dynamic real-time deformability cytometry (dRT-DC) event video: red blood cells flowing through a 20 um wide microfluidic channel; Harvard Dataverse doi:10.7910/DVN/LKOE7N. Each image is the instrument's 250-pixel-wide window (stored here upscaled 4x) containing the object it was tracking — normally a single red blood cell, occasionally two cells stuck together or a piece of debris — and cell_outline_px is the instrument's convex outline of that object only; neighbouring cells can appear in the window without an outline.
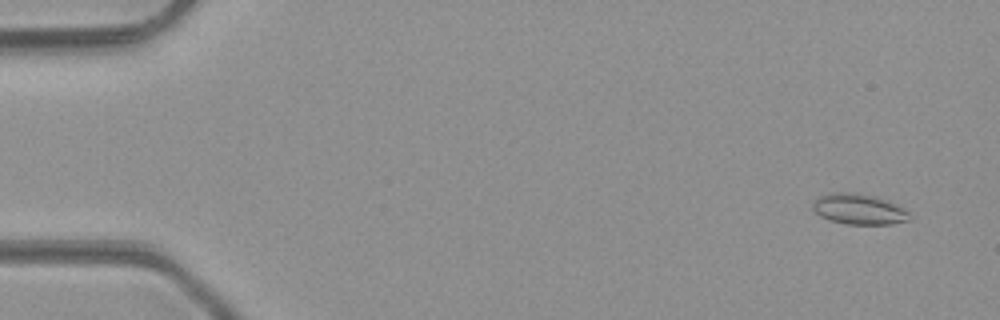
{"species": "common noctule bat (a hibernating species)", "species_latin": "Nyctalus noctula", "temperature_condition": "room temperature", "stored_images_in_passage": 50, "camera_frame_rate_fps": 3000, "um_per_image_px": 0.085, "animal": {"sex": "male", "body_mass_g": 23.1, "forearm_length_mm": 52.7}, "frame": {"image": 1, "passage_image": 3, "time_ms": 0.667, "image_size_px": [1000, 320], "cell_outline_px": [[912, 216], [908, 220], [892, 224], [848, 224], [828, 220], [820, 216], [812, 208], [812, 204], [820, 196], [828, 192], [856, 192], [880, 196], [904, 208]], "centroid_in_image_um": [73.02, 17.76], "position_along_channel_um": 12.0, "area_um2": 17.57}}
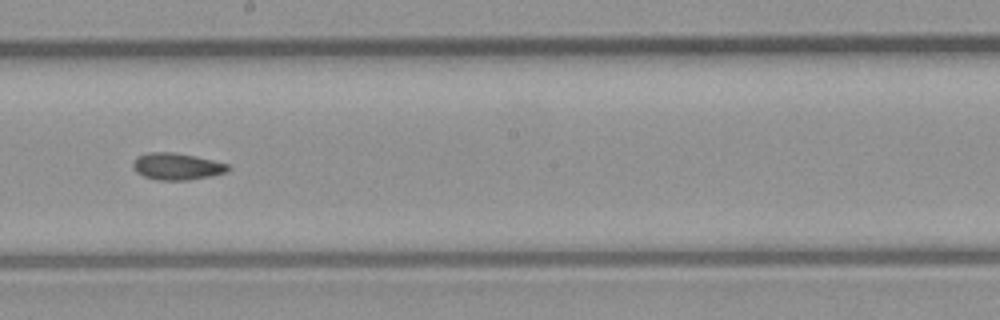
{"frame": {"image": 2, "passage_image": 28, "time_ms": 9.0, "image_size_px": [1000, 320], "cell_outline_px": [[232, 168], [228, 172], [212, 176], [188, 180], [156, 180], [144, 176], [136, 172], [132, 168], [132, 160], [136, 156], [148, 152], [172, 152], [196, 156], [228, 164]], "centroid_in_image_um": [15.02, 14.14], "position_along_channel_um": 233.2, "area_um2": 15.14}}
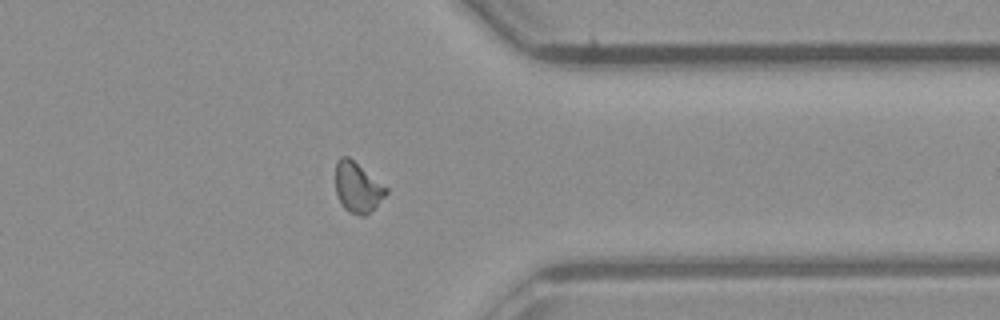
{"frame": {"image": 3, "passage_image": 39, "time_ms": 12.667, "image_size_px": [1000, 320], "cell_outline_px": [[388, 192], [364, 216], [360, 216], [348, 212], [344, 208], [336, 192], [336, 160], [340, 156], [348, 156], [388, 188]], "centroid_in_image_um": [30.37, 15.9], "position_along_channel_um": 381.0, "area_um2": 14.51}, "authors_computed_cell_mechanics": {"area_um2": 14.7679, "velocity_mm_per_s": 4.256, "shape_relaxation_time_tau1_ms": null, "shape_relaxation_time_tau2_ms": 4.0976, "deformation_change_tau1": null, "deformation_change_tau2": 0.0688}}